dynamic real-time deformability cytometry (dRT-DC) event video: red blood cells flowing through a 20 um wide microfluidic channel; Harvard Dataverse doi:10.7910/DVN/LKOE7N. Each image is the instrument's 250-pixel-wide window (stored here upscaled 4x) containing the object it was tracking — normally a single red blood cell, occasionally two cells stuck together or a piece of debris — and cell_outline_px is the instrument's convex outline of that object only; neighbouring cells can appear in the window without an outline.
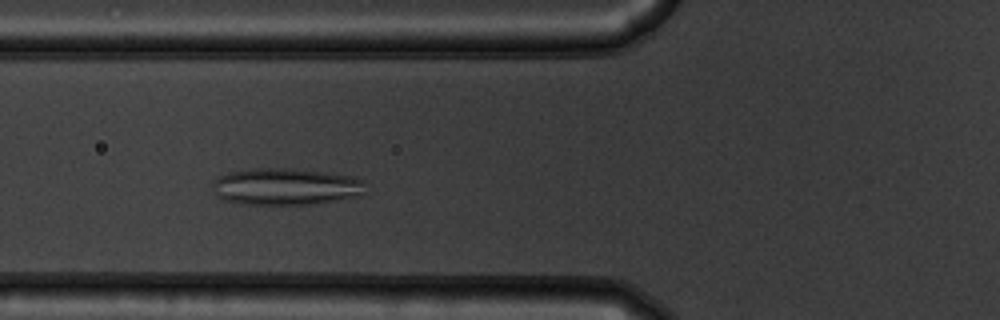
{"species": "common noctule bat (a hibernating species)", "species_latin": "Nyctalus noctula", "temperature_condition": "warm", "stored_images_in_passage": 48, "camera_frame_rate_fps": 3000, "um_per_image_px": 0.085, "animal": {"sex": "male", "body_mass_g": 19.5, "forearm_length_mm": 54.6}, "frame": {"image": 1, "passage_image": 15, "time_ms": 4.667, "image_size_px": [1000, 320], "cell_outline_px": [[364, 192], [356, 196], [312, 204], [244, 204], [224, 200], [216, 196], [212, 184], [212, 180], [228, 172], [252, 168], [288, 168], [328, 172], [352, 176], [364, 180]], "centroid_in_image_um": [24.25, 15.84], "position_along_channel_um": 101.6, "area_um2": 32.89}}
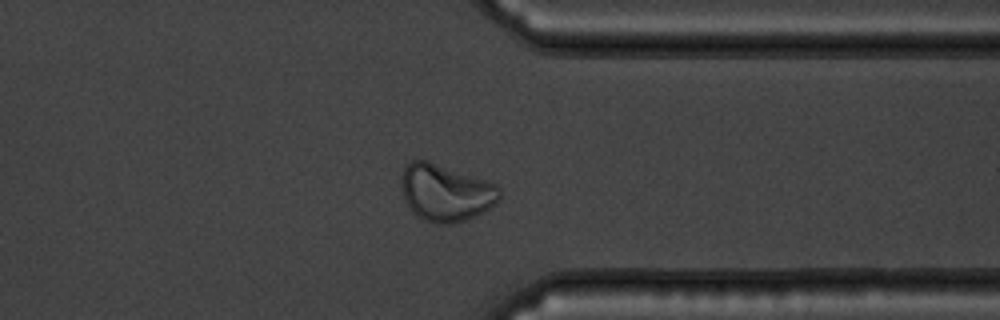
{"frame": {"image": 2, "passage_image": 37, "time_ms": 12.0, "image_size_px": [1000, 320], "cell_outline_px": [[500, 196], [484, 212], [456, 224], [436, 224], [424, 220], [416, 216], [404, 200], [400, 184], [400, 176], [404, 168], [412, 160], [428, 160], [496, 184], [500, 188]], "centroid_in_image_um": [37.83, 16.39], "position_along_channel_um": 373.6, "area_um2": 32.66}}
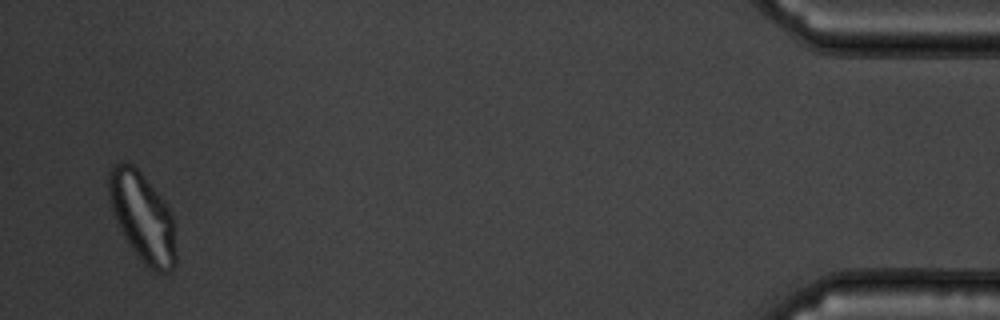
{"frame": {"image": 3, "passage_image": 47, "time_ms": 15.333, "image_size_px": [1000, 320], "cell_outline_px": [[176, 264], [168, 272], [156, 272], [148, 268], [140, 260], [124, 236], [116, 220], [108, 196], [108, 172], [116, 164], [124, 160], [132, 164], [140, 172], [164, 200], [172, 212], [176, 224]], "centroid_in_image_um": [12.15, 18.47], "position_along_channel_um": 423.0, "area_um2": 35.2}}